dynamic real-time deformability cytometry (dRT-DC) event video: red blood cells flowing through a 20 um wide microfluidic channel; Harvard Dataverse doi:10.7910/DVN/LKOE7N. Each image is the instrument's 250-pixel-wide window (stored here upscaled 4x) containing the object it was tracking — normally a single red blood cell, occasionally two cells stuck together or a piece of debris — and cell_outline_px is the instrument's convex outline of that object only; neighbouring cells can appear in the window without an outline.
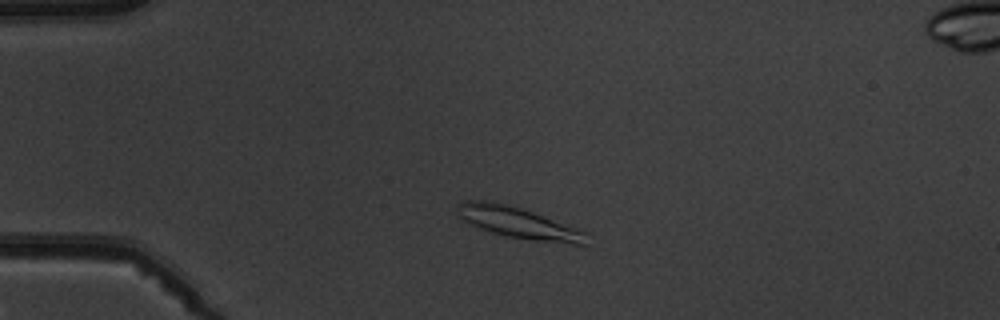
{"species": "common noctule bat (a hibernating species)", "species_latin": "Nyctalus noctula", "temperature_condition": "warm", "stored_images_in_passage": 4, "camera_frame_rate_fps": 3000, "um_per_image_px": 0.085, "animal": {"sex": "male", "body_mass_g": 19.5, "forearm_length_mm": 54.6}, "frame": {"image": 1, "passage_image": 2, "time_ms": 1.0, "image_size_px": [1000, 320], "cell_outline_px": [[588, 232], [584, 244], [576, 244], [536, 240], [508, 236], [492, 232], [480, 228], [460, 220], [456, 216], [456, 204], [464, 200], [484, 200], [508, 204], [532, 212]], "centroid_in_image_um": [43.95, 18.9], "position_along_channel_um": 41.1, "area_um2": 23.24}}
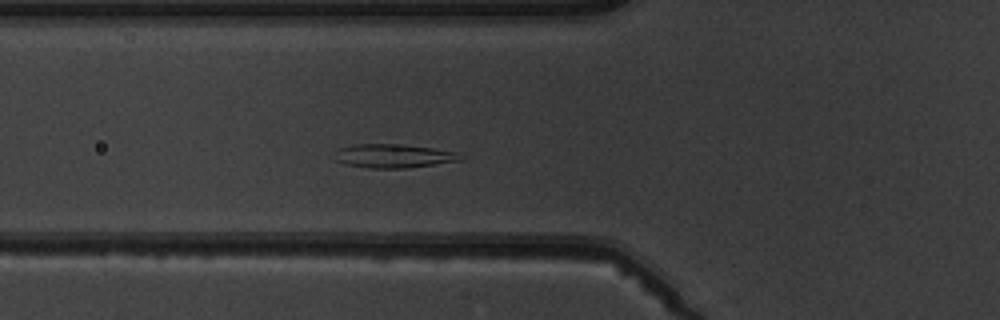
{"frame": {"image": 2, "passage_image": 4, "time_ms": 3.333, "image_size_px": [1000, 320], "cell_outline_px": [[464, 156], [460, 160], [408, 168], [368, 168], [344, 164], [336, 160], [340, 148], [356, 144], [404, 144], [432, 148], [456, 152]], "centroid_in_image_um": [33.48, 13.26], "position_along_channel_um": 92.3, "area_um2": 17.17}}